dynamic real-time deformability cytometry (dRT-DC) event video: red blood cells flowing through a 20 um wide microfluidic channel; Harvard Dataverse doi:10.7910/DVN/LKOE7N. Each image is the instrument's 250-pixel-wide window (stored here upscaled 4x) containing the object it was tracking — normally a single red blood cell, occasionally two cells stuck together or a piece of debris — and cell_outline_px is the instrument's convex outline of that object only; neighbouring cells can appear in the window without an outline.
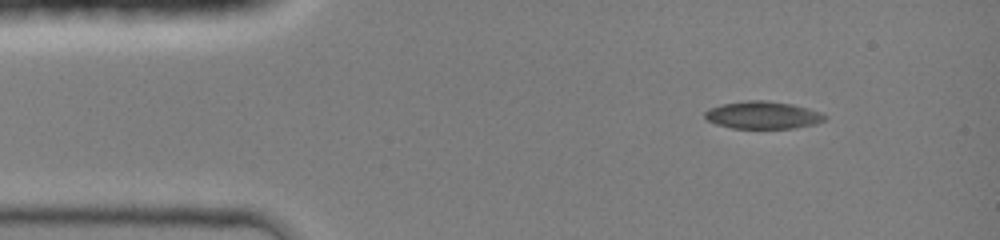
{"species": "common noctule bat (a hibernating species)", "species_latin": "Nyctalus noctula", "temperature_condition": "room temperature", "stored_images_in_passage": 40, "camera_frame_rate_fps": 3000, "um_per_image_px": 0.085, "animal": {"sex": "female", "body_mass_g": 19.0, "forearm_length_mm": 51.5}, "frame": {"image": 1, "passage_image": 1, "time_ms": 0.0, "image_size_px": [1000, 240], "cell_outline_px": [[828, 116], [824, 120], [816, 124], [796, 128], [732, 128], [716, 124], [708, 120], [704, 116], [704, 112], [708, 108], [720, 104], [748, 100], [764, 100], [792, 104], [808, 108], [820, 112]], "centroid_in_image_um": [64.83, 9.78], "position_along_channel_um": 20.2, "area_um2": 19.31}}
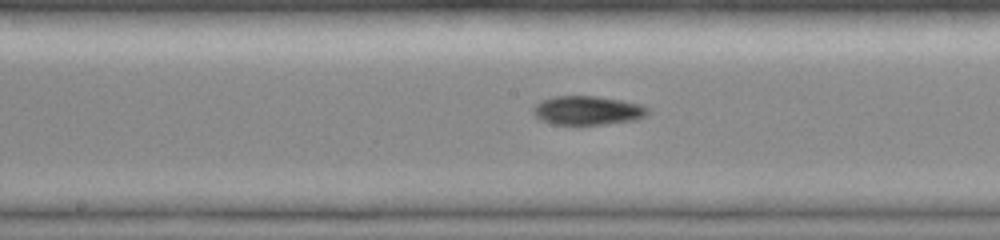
{"frame": {"image": 2, "passage_image": 18, "time_ms": 5.667, "image_size_px": [1000, 240], "cell_outline_px": [[648, 116], [636, 120], [576, 128], [552, 124], [540, 120], [532, 112], [532, 108], [540, 100], [552, 96], [596, 96], [644, 104], [648, 108]], "centroid_in_image_um": [49.92, 9.43], "position_along_channel_um": 198.3, "area_um2": 20.35}}
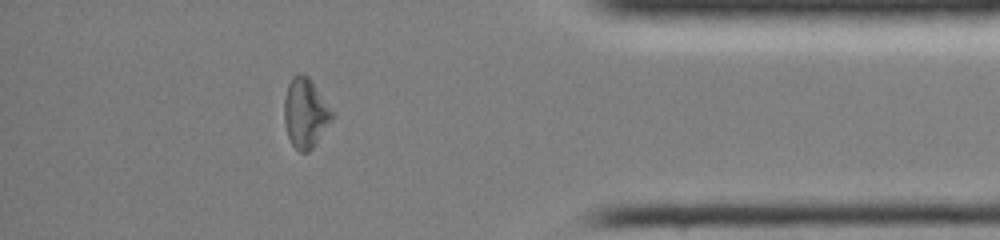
{"frame": {"image": 3, "passage_image": 34, "time_ms": 11.0, "image_size_px": [1000, 240], "cell_outline_px": [[332, 120], [312, 148], [308, 152], [300, 152], [292, 144], [288, 136], [284, 120], [284, 100], [288, 84], [292, 76], [300, 72], [304, 72], [308, 76], [332, 112]], "centroid_in_image_um": [25.92, 9.59], "position_along_channel_um": 409.3, "area_um2": 19.02}}